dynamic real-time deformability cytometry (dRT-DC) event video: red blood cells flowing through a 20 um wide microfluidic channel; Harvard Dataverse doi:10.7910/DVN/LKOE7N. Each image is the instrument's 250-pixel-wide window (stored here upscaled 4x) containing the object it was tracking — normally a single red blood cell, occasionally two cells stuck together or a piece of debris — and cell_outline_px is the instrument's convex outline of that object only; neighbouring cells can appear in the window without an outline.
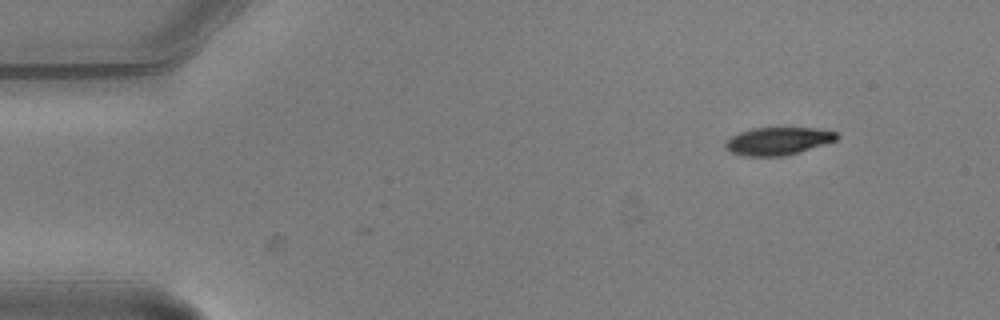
{"species": "common noctule bat (a hibernating species)", "species_latin": "Nyctalus noctula", "temperature_condition": "warm", "stored_images_in_passage": 4, "camera_frame_rate_fps": 3000, "um_per_image_px": 0.085, "animal": {"sex": "male", "body_mass_g": 20.5, "forearm_length_mm": 52.5}, "frame": {"image": 1, "passage_image": 1, "time_ms": 0.0, "image_size_px": [1000, 320], "cell_outline_px": [[840, 136], [836, 140], [800, 152], [784, 156], [744, 156], [732, 152], [724, 148], [724, 144], [732, 136], [740, 132], [752, 128], [816, 128], [836, 132]], "centroid_in_image_um": [66.13, 11.99], "position_along_channel_um": 18.9, "area_um2": 17.92}}
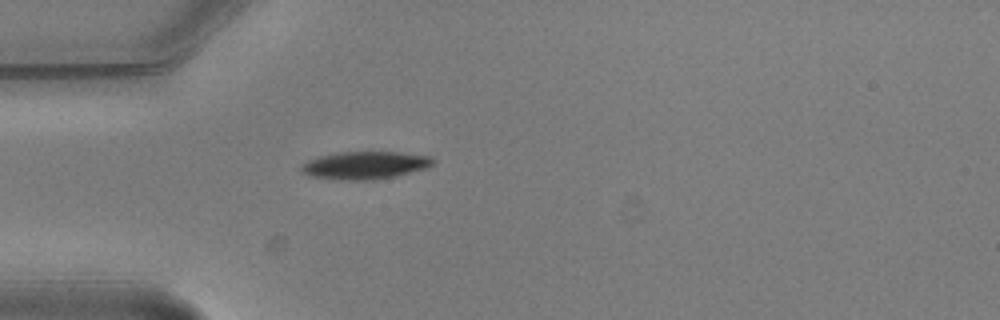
{"frame": {"image": 2, "passage_image": 4, "time_ms": 1.0, "image_size_px": [1000, 320], "cell_outline_px": [[436, 160], [432, 164], [424, 168], [396, 176], [372, 180], [332, 180], [308, 176], [300, 168], [308, 160], [320, 156], [340, 152], [396, 152], [432, 156]], "centroid_in_image_um": [31.01, 14.05], "position_along_channel_um": 54.0, "area_um2": 21.21}}